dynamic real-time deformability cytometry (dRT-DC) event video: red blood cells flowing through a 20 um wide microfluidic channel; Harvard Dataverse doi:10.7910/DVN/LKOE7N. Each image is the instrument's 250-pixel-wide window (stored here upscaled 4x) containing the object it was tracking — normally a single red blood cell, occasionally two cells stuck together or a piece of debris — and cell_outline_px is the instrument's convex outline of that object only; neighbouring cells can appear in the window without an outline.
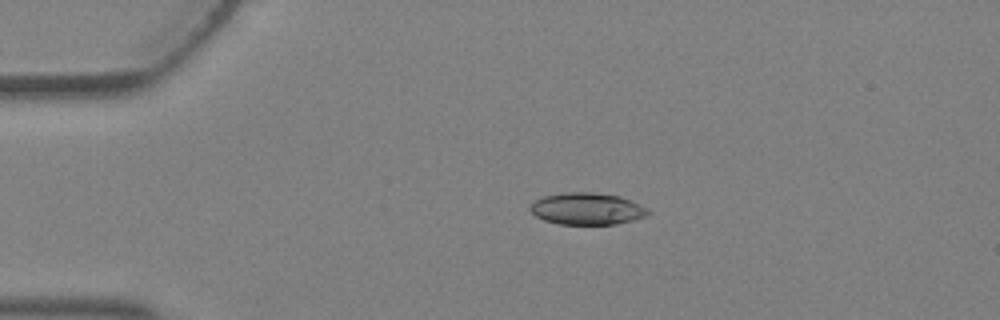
{"species": "Egyptian fruit bat (a non-hibernating species)", "species_latin": "Rousettus aegyptiacus", "temperature_condition": "warm", "stored_images_in_passage": 2, "camera_frame_rate_fps": 3000, "um_per_image_px": 0.085, "animal": {"sex": "female"}, "frame": {"image": 1, "passage_image": 1, "time_ms": 0.0, "image_size_px": [1000, 320], "cell_outline_px": [[652, 212], [648, 216], [616, 224], [560, 224], [544, 220], [536, 216], [528, 208], [536, 200], [544, 196], [568, 192], [592, 192], [620, 196], [632, 200], [648, 208]], "centroid_in_image_um": [49.95, 17.74], "position_along_channel_um": 35.1, "area_um2": 21.96}}